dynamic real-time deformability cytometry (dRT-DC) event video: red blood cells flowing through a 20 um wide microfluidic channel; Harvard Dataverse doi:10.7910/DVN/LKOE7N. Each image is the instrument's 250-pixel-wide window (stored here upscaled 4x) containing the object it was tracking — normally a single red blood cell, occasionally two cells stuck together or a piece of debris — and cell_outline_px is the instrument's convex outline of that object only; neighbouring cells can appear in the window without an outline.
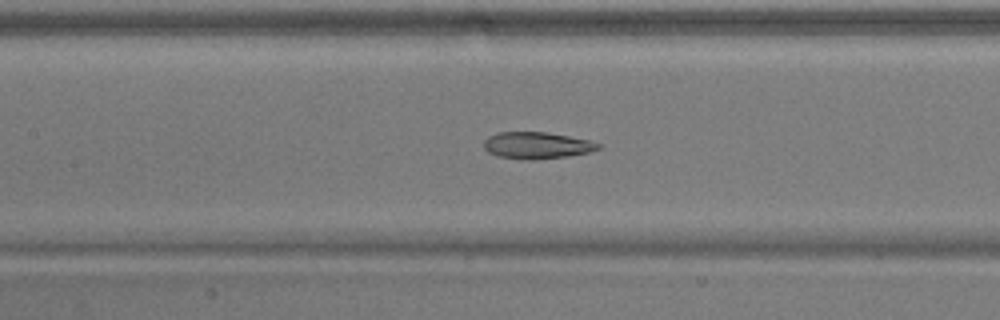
{"species": "common noctule bat (a hibernating species)", "species_latin": "Nyctalus noctula", "temperature_condition": "warm", "stored_images_in_passage": 44, "camera_frame_rate_fps": 3000, "um_per_image_px": 0.085, "animal": {"sex": "male", "body_mass_g": 17.9}, "frame": {"image": 1, "passage_image": 16, "time_ms": 5.0, "image_size_px": [1000, 320], "cell_outline_px": [[604, 144], [600, 148], [588, 152], [568, 156], [532, 160], [528, 160], [496, 156], [488, 152], [484, 148], [484, 140], [488, 136], [496, 132], [544, 132], [568, 136], [588, 140]], "centroid_in_image_um": [45.61, 12.36], "position_along_channel_um": 161.8, "area_um2": 17.86}}
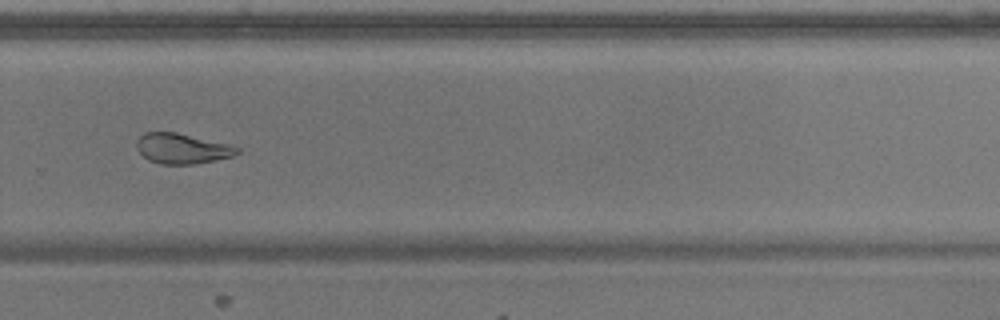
{"frame": {"image": 2, "passage_image": 28, "time_ms": 9.0, "image_size_px": [1000, 320], "cell_outline_px": [[240, 152], [232, 156], [192, 164], [160, 164], [148, 160], [136, 148], [136, 140], [144, 132], [176, 132], [228, 144], [240, 148]], "centroid_in_image_um": [15.44, 12.62], "position_along_channel_um": 314.4, "area_um2": 17.57}}
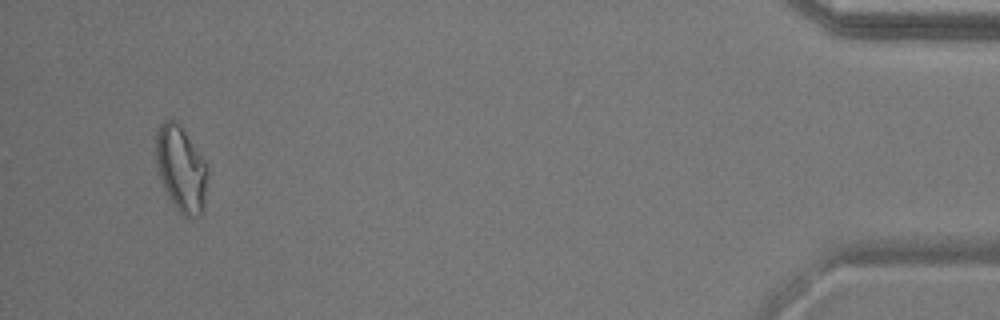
{"frame": {"image": 3, "passage_image": 42, "time_ms": 13.667, "image_size_px": [1000, 320], "cell_outline_px": [[208, 176], [204, 204], [200, 216], [184, 216], [176, 208], [168, 196], [160, 176], [156, 164], [156, 132], [160, 124], [164, 120], [176, 120], [180, 124], [204, 160], [208, 172]], "centroid_in_image_um": [15.39, 14.33], "position_along_channel_um": 419.8, "area_um2": 25.55}, "authors_computed_cell_mechanics": {"area_um2": 19.5364, "velocity_mm_per_s": 3.8284, "shape_relaxation_time_tau1_ms": null, "shape_relaxation_time_tau2_ms": 2.6442, "deformation_change_tau1": null, "deformation_change_tau2": 0.1046}}